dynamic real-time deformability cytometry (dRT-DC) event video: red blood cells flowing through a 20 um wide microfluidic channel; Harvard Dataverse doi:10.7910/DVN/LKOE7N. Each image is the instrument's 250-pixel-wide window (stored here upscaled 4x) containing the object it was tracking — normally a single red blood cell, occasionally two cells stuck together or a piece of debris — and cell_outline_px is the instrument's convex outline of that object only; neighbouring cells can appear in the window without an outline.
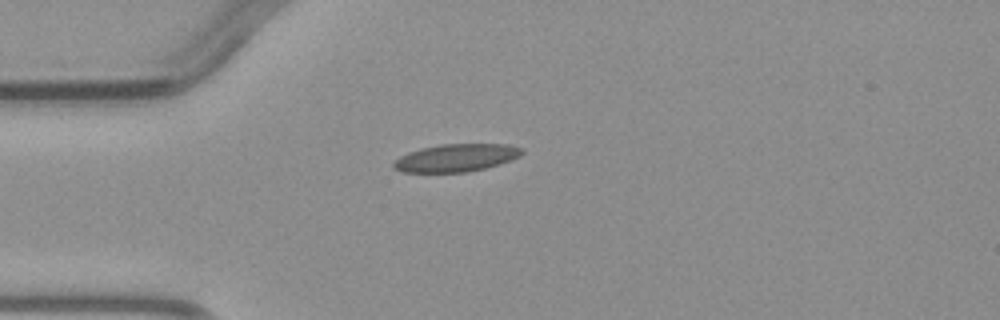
{"species": "common noctule bat (a hibernating species)", "species_latin": "Nyctalus noctula", "temperature_condition": "warm", "stored_images_in_passage": 1, "camera_frame_rate_fps": 3000, "um_per_image_px": 0.085, "animal": {"sex": "male", "body_mass_g": 23.1, "forearm_length_mm": 52.7}, "frame": {"image": 1, "passage_image": 1, "time_ms": 0.0, "image_size_px": [1000, 320], "cell_outline_px": [[524, 152], [520, 156], [500, 164], [468, 172], [404, 172], [392, 168], [392, 164], [400, 156], [408, 152], [420, 148], [440, 144], [508, 144], [524, 148]], "centroid_in_image_um": [38.78, 13.41], "position_along_channel_um": 46.2, "area_um2": 20.81}}